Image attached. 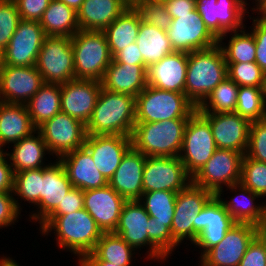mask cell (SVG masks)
<instances>
[{"mask_svg": "<svg viewBox=\"0 0 266 266\" xmlns=\"http://www.w3.org/2000/svg\"><path fill=\"white\" fill-rule=\"evenodd\" d=\"M196 10L218 40H225L227 32L246 28L243 22L249 15L239 0H196Z\"/></svg>", "mask_w": 266, "mask_h": 266, "instance_id": "cell-16", "label": "cell"}, {"mask_svg": "<svg viewBox=\"0 0 266 266\" xmlns=\"http://www.w3.org/2000/svg\"><path fill=\"white\" fill-rule=\"evenodd\" d=\"M188 53L177 52L147 68V84L162 90L185 93Z\"/></svg>", "mask_w": 266, "mask_h": 266, "instance_id": "cell-25", "label": "cell"}, {"mask_svg": "<svg viewBox=\"0 0 266 266\" xmlns=\"http://www.w3.org/2000/svg\"><path fill=\"white\" fill-rule=\"evenodd\" d=\"M150 216L139 200H127L124 204L118 224L113 233L119 235L135 250L144 246L148 247L147 260H167L166 257L149 241V220ZM160 259V260H159Z\"/></svg>", "mask_w": 266, "mask_h": 266, "instance_id": "cell-12", "label": "cell"}, {"mask_svg": "<svg viewBox=\"0 0 266 266\" xmlns=\"http://www.w3.org/2000/svg\"><path fill=\"white\" fill-rule=\"evenodd\" d=\"M252 26L250 27L256 45V64L266 73V20L261 16L250 17Z\"/></svg>", "mask_w": 266, "mask_h": 266, "instance_id": "cell-50", "label": "cell"}, {"mask_svg": "<svg viewBox=\"0 0 266 266\" xmlns=\"http://www.w3.org/2000/svg\"><path fill=\"white\" fill-rule=\"evenodd\" d=\"M84 147L90 152L98 171L109 181L132 147L131 136L87 134Z\"/></svg>", "mask_w": 266, "mask_h": 266, "instance_id": "cell-23", "label": "cell"}, {"mask_svg": "<svg viewBox=\"0 0 266 266\" xmlns=\"http://www.w3.org/2000/svg\"><path fill=\"white\" fill-rule=\"evenodd\" d=\"M77 264L78 266H118L100 260L93 252L85 255Z\"/></svg>", "mask_w": 266, "mask_h": 266, "instance_id": "cell-57", "label": "cell"}, {"mask_svg": "<svg viewBox=\"0 0 266 266\" xmlns=\"http://www.w3.org/2000/svg\"><path fill=\"white\" fill-rule=\"evenodd\" d=\"M113 59L120 64L144 65L142 54L136 42L122 49Z\"/></svg>", "mask_w": 266, "mask_h": 266, "instance_id": "cell-55", "label": "cell"}, {"mask_svg": "<svg viewBox=\"0 0 266 266\" xmlns=\"http://www.w3.org/2000/svg\"><path fill=\"white\" fill-rule=\"evenodd\" d=\"M50 161L47 167H43V179L41 180L40 201L32 212L30 222L41 224L64 199V196L73 188L63 165L59 160ZM32 220V221H31Z\"/></svg>", "mask_w": 266, "mask_h": 266, "instance_id": "cell-21", "label": "cell"}, {"mask_svg": "<svg viewBox=\"0 0 266 266\" xmlns=\"http://www.w3.org/2000/svg\"><path fill=\"white\" fill-rule=\"evenodd\" d=\"M37 130L41 133L50 155L55 154L57 160L83 147L87 136L86 125L62 111L46 120Z\"/></svg>", "mask_w": 266, "mask_h": 266, "instance_id": "cell-11", "label": "cell"}, {"mask_svg": "<svg viewBox=\"0 0 266 266\" xmlns=\"http://www.w3.org/2000/svg\"><path fill=\"white\" fill-rule=\"evenodd\" d=\"M21 20L13 0H0V49L8 46L18 23Z\"/></svg>", "mask_w": 266, "mask_h": 266, "instance_id": "cell-46", "label": "cell"}, {"mask_svg": "<svg viewBox=\"0 0 266 266\" xmlns=\"http://www.w3.org/2000/svg\"><path fill=\"white\" fill-rule=\"evenodd\" d=\"M4 153L8 156L14 173H17L47 167L48 165L44 160L50 151L41 133L36 130L31 135L13 143L11 152L5 150Z\"/></svg>", "mask_w": 266, "mask_h": 266, "instance_id": "cell-32", "label": "cell"}, {"mask_svg": "<svg viewBox=\"0 0 266 266\" xmlns=\"http://www.w3.org/2000/svg\"><path fill=\"white\" fill-rule=\"evenodd\" d=\"M39 226L44 237L55 231L52 233L55 235L56 245L78 256V261L92 253L103 234L85 208L64 215H49Z\"/></svg>", "mask_w": 266, "mask_h": 266, "instance_id": "cell-1", "label": "cell"}, {"mask_svg": "<svg viewBox=\"0 0 266 266\" xmlns=\"http://www.w3.org/2000/svg\"><path fill=\"white\" fill-rule=\"evenodd\" d=\"M43 168L14 173L13 195L36 206L40 201Z\"/></svg>", "mask_w": 266, "mask_h": 266, "instance_id": "cell-42", "label": "cell"}, {"mask_svg": "<svg viewBox=\"0 0 266 266\" xmlns=\"http://www.w3.org/2000/svg\"><path fill=\"white\" fill-rule=\"evenodd\" d=\"M239 266H266V251L257 237L249 244Z\"/></svg>", "mask_w": 266, "mask_h": 266, "instance_id": "cell-53", "label": "cell"}, {"mask_svg": "<svg viewBox=\"0 0 266 266\" xmlns=\"http://www.w3.org/2000/svg\"><path fill=\"white\" fill-rule=\"evenodd\" d=\"M102 87L136 97L147 87V68L144 65L120 64L112 59L101 81Z\"/></svg>", "mask_w": 266, "mask_h": 266, "instance_id": "cell-28", "label": "cell"}, {"mask_svg": "<svg viewBox=\"0 0 266 266\" xmlns=\"http://www.w3.org/2000/svg\"><path fill=\"white\" fill-rule=\"evenodd\" d=\"M75 79L102 81L111 63L109 45L103 31L79 30L71 37Z\"/></svg>", "mask_w": 266, "mask_h": 266, "instance_id": "cell-5", "label": "cell"}, {"mask_svg": "<svg viewBox=\"0 0 266 266\" xmlns=\"http://www.w3.org/2000/svg\"><path fill=\"white\" fill-rule=\"evenodd\" d=\"M129 4L133 5L137 0H126Z\"/></svg>", "mask_w": 266, "mask_h": 266, "instance_id": "cell-66", "label": "cell"}, {"mask_svg": "<svg viewBox=\"0 0 266 266\" xmlns=\"http://www.w3.org/2000/svg\"><path fill=\"white\" fill-rule=\"evenodd\" d=\"M247 157L266 163V119L250 124Z\"/></svg>", "mask_w": 266, "mask_h": 266, "instance_id": "cell-48", "label": "cell"}, {"mask_svg": "<svg viewBox=\"0 0 266 266\" xmlns=\"http://www.w3.org/2000/svg\"><path fill=\"white\" fill-rule=\"evenodd\" d=\"M262 90H263L264 102H265V105H266V75H265V79H264V82H263Z\"/></svg>", "mask_w": 266, "mask_h": 266, "instance_id": "cell-64", "label": "cell"}, {"mask_svg": "<svg viewBox=\"0 0 266 266\" xmlns=\"http://www.w3.org/2000/svg\"><path fill=\"white\" fill-rule=\"evenodd\" d=\"M264 222H266V201H265V217H264Z\"/></svg>", "mask_w": 266, "mask_h": 266, "instance_id": "cell-68", "label": "cell"}, {"mask_svg": "<svg viewBox=\"0 0 266 266\" xmlns=\"http://www.w3.org/2000/svg\"><path fill=\"white\" fill-rule=\"evenodd\" d=\"M213 196L212 192L192 182L177 193L171 233L179 245L185 239L191 241V244L196 241L197 213Z\"/></svg>", "mask_w": 266, "mask_h": 266, "instance_id": "cell-10", "label": "cell"}, {"mask_svg": "<svg viewBox=\"0 0 266 266\" xmlns=\"http://www.w3.org/2000/svg\"><path fill=\"white\" fill-rule=\"evenodd\" d=\"M136 123V97L100 90L91 119L86 124L89 135L131 136Z\"/></svg>", "mask_w": 266, "mask_h": 266, "instance_id": "cell-2", "label": "cell"}, {"mask_svg": "<svg viewBox=\"0 0 266 266\" xmlns=\"http://www.w3.org/2000/svg\"><path fill=\"white\" fill-rule=\"evenodd\" d=\"M146 156L131 147L108 184L126 200H138L143 194V169Z\"/></svg>", "mask_w": 266, "mask_h": 266, "instance_id": "cell-26", "label": "cell"}, {"mask_svg": "<svg viewBox=\"0 0 266 266\" xmlns=\"http://www.w3.org/2000/svg\"><path fill=\"white\" fill-rule=\"evenodd\" d=\"M163 3L172 19L189 14L196 8V0H167Z\"/></svg>", "mask_w": 266, "mask_h": 266, "instance_id": "cell-56", "label": "cell"}, {"mask_svg": "<svg viewBox=\"0 0 266 266\" xmlns=\"http://www.w3.org/2000/svg\"><path fill=\"white\" fill-rule=\"evenodd\" d=\"M210 124L217 148L246 154L251 122L235 112L200 113Z\"/></svg>", "mask_w": 266, "mask_h": 266, "instance_id": "cell-20", "label": "cell"}, {"mask_svg": "<svg viewBox=\"0 0 266 266\" xmlns=\"http://www.w3.org/2000/svg\"><path fill=\"white\" fill-rule=\"evenodd\" d=\"M256 15H260L263 19L266 20V3L265 5L256 13Z\"/></svg>", "mask_w": 266, "mask_h": 266, "instance_id": "cell-62", "label": "cell"}, {"mask_svg": "<svg viewBox=\"0 0 266 266\" xmlns=\"http://www.w3.org/2000/svg\"><path fill=\"white\" fill-rule=\"evenodd\" d=\"M196 219L197 239L193 246L201 248L200 257L217 245L236 223L216 195L197 213Z\"/></svg>", "mask_w": 266, "mask_h": 266, "instance_id": "cell-18", "label": "cell"}, {"mask_svg": "<svg viewBox=\"0 0 266 266\" xmlns=\"http://www.w3.org/2000/svg\"><path fill=\"white\" fill-rule=\"evenodd\" d=\"M234 112L250 122L266 119L262 87L239 86Z\"/></svg>", "mask_w": 266, "mask_h": 266, "instance_id": "cell-41", "label": "cell"}, {"mask_svg": "<svg viewBox=\"0 0 266 266\" xmlns=\"http://www.w3.org/2000/svg\"><path fill=\"white\" fill-rule=\"evenodd\" d=\"M141 21L139 11L134 5H130L103 31L112 57L128 45L136 42Z\"/></svg>", "mask_w": 266, "mask_h": 266, "instance_id": "cell-33", "label": "cell"}, {"mask_svg": "<svg viewBox=\"0 0 266 266\" xmlns=\"http://www.w3.org/2000/svg\"><path fill=\"white\" fill-rule=\"evenodd\" d=\"M256 237L263 244L266 251V222L256 225Z\"/></svg>", "mask_w": 266, "mask_h": 266, "instance_id": "cell-58", "label": "cell"}, {"mask_svg": "<svg viewBox=\"0 0 266 266\" xmlns=\"http://www.w3.org/2000/svg\"><path fill=\"white\" fill-rule=\"evenodd\" d=\"M136 250L119 235L110 232L103 233L92 251L100 260L118 266H132L133 255Z\"/></svg>", "mask_w": 266, "mask_h": 266, "instance_id": "cell-37", "label": "cell"}, {"mask_svg": "<svg viewBox=\"0 0 266 266\" xmlns=\"http://www.w3.org/2000/svg\"><path fill=\"white\" fill-rule=\"evenodd\" d=\"M240 183L253 193L266 196V163L243 156Z\"/></svg>", "mask_w": 266, "mask_h": 266, "instance_id": "cell-43", "label": "cell"}, {"mask_svg": "<svg viewBox=\"0 0 266 266\" xmlns=\"http://www.w3.org/2000/svg\"><path fill=\"white\" fill-rule=\"evenodd\" d=\"M44 84L36 66H8L0 69V101L26 104Z\"/></svg>", "mask_w": 266, "mask_h": 266, "instance_id": "cell-19", "label": "cell"}, {"mask_svg": "<svg viewBox=\"0 0 266 266\" xmlns=\"http://www.w3.org/2000/svg\"><path fill=\"white\" fill-rule=\"evenodd\" d=\"M239 86L228 76L209 94L197 108L199 113L234 112Z\"/></svg>", "mask_w": 266, "mask_h": 266, "instance_id": "cell-39", "label": "cell"}, {"mask_svg": "<svg viewBox=\"0 0 266 266\" xmlns=\"http://www.w3.org/2000/svg\"><path fill=\"white\" fill-rule=\"evenodd\" d=\"M227 76V63L218 44L190 52L185 95L198 108Z\"/></svg>", "mask_w": 266, "mask_h": 266, "instance_id": "cell-3", "label": "cell"}, {"mask_svg": "<svg viewBox=\"0 0 266 266\" xmlns=\"http://www.w3.org/2000/svg\"><path fill=\"white\" fill-rule=\"evenodd\" d=\"M139 11L142 20L152 26L167 31L172 17L168 14L164 3L136 1L133 4Z\"/></svg>", "mask_w": 266, "mask_h": 266, "instance_id": "cell-47", "label": "cell"}, {"mask_svg": "<svg viewBox=\"0 0 266 266\" xmlns=\"http://www.w3.org/2000/svg\"><path fill=\"white\" fill-rule=\"evenodd\" d=\"M3 65H4V51L0 49V69L3 67Z\"/></svg>", "mask_w": 266, "mask_h": 266, "instance_id": "cell-63", "label": "cell"}, {"mask_svg": "<svg viewBox=\"0 0 266 266\" xmlns=\"http://www.w3.org/2000/svg\"><path fill=\"white\" fill-rule=\"evenodd\" d=\"M130 5L126 0H84L77 11L79 29L104 31Z\"/></svg>", "mask_w": 266, "mask_h": 266, "instance_id": "cell-29", "label": "cell"}, {"mask_svg": "<svg viewBox=\"0 0 266 266\" xmlns=\"http://www.w3.org/2000/svg\"><path fill=\"white\" fill-rule=\"evenodd\" d=\"M255 237L256 225L236 222L217 245L199 257L198 266H239Z\"/></svg>", "mask_w": 266, "mask_h": 266, "instance_id": "cell-13", "label": "cell"}, {"mask_svg": "<svg viewBox=\"0 0 266 266\" xmlns=\"http://www.w3.org/2000/svg\"><path fill=\"white\" fill-rule=\"evenodd\" d=\"M0 266H20V265L14 259L7 256L6 257L3 256L2 258H0Z\"/></svg>", "mask_w": 266, "mask_h": 266, "instance_id": "cell-61", "label": "cell"}, {"mask_svg": "<svg viewBox=\"0 0 266 266\" xmlns=\"http://www.w3.org/2000/svg\"><path fill=\"white\" fill-rule=\"evenodd\" d=\"M177 192L149 191L143 192L138 199L150 217L160 222H172Z\"/></svg>", "mask_w": 266, "mask_h": 266, "instance_id": "cell-40", "label": "cell"}, {"mask_svg": "<svg viewBox=\"0 0 266 266\" xmlns=\"http://www.w3.org/2000/svg\"><path fill=\"white\" fill-rule=\"evenodd\" d=\"M188 119L135 123L132 147L146 157H178Z\"/></svg>", "mask_w": 266, "mask_h": 266, "instance_id": "cell-4", "label": "cell"}, {"mask_svg": "<svg viewBox=\"0 0 266 266\" xmlns=\"http://www.w3.org/2000/svg\"><path fill=\"white\" fill-rule=\"evenodd\" d=\"M75 188L92 190L103 188L108 181L98 171L90 152L83 146L58 159Z\"/></svg>", "mask_w": 266, "mask_h": 266, "instance_id": "cell-27", "label": "cell"}, {"mask_svg": "<svg viewBox=\"0 0 266 266\" xmlns=\"http://www.w3.org/2000/svg\"><path fill=\"white\" fill-rule=\"evenodd\" d=\"M254 1L253 3L255 4L256 7L254 8L253 5V8L251 9L253 11L252 14H254L255 12L257 13L266 3V0H254ZM239 2L248 9L247 7L248 3H246L247 0H239Z\"/></svg>", "mask_w": 266, "mask_h": 266, "instance_id": "cell-59", "label": "cell"}, {"mask_svg": "<svg viewBox=\"0 0 266 266\" xmlns=\"http://www.w3.org/2000/svg\"><path fill=\"white\" fill-rule=\"evenodd\" d=\"M60 87L61 111L86 125L93 114L102 83L97 80L75 79Z\"/></svg>", "mask_w": 266, "mask_h": 266, "instance_id": "cell-22", "label": "cell"}, {"mask_svg": "<svg viewBox=\"0 0 266 266\" xmlns=\"http://www.w3.org/2000/svg\"><path fill=\"white\" fill-rule=\"evenodd\" d=\"M45 36L39 21L21 19L4 50V65L35 66Z\"/></svg>", "mask_w": 266, "mask_h": 266, "instance_id": "cell-17", "label": "cell"}, {"mask_svg": "<svg viewBox=\"0 0 266 266\" xmlns=\"http://www.w3.org/2000/svg\"><path fill=\"white\" fill-rule=\"evenodd\" d=\"M217 147L209 122L196 110L184 129L179 158L193 177L211 158Z\"/></svg>", "mask_w": 266, "mask_h": 266, "instance_id": "cell-8", "label": "cell"}, {"mask_svg": "<svg viewBox=\"0 0 266 266\" xmlns=\"http://www.w3.org/2000/svg\"><path fill=\"white\" fill-rule=\"evenodd\" d=\"M4 152V149L0 146V155H2Z\"/></svg>", "mask_w": 266, "mask_h": 266, "instance_id": "cell-67", "label": "cell"}, {"mask_svg": "<svg viewBox=\"0 0 266 266\" xmlns=\"http://www.w3.org/2000/svg\"><path fill=\"white\" fill-rule=\"evenodd\" d=\"M46 36L71 38L79 31L77 12L59 0H51L39 21Z\"/></svg>", "mask_w": 266, "mask_h": 266, "instance_id": "cell-34", "label": "cell"}, {"mask_svg": "<svg viewBox=\"0 0 266 266\" xmlns=\"http://www.w3.org/2000/svg\"><path fill=\"white\" fill-rule=\"evenodd\" d=\"M84 208L94 218L103 233L114 232L126 199L109 184L103 188L85 190Z\"/></svg>", "mask_w": 266, "mask_h": 266, "instance_id": "cell-24", "label": "cell"}, {"mask_svg": "<svg viewBox=\"0 0 266 266\" xmlns=\"http://www.w3.org/2000/svg\"><path fill=\"white\" fill-rule=\"evenodd\" d=\"M137 1H148V2H159V3H163L167 0H137Z\"/></svg>", "mask_w": 266, "mask_h": 266, "instance_id": "cell-65", "label": "cell"}, {"mask_svg": "<svg viewBox=\"0 0 266 266\" xmlns=\"http://www.w3.org/2000/svg\"><path fill=\"white\" fill-rule=\"evenodd\" d=\"M37 128L33 125L26 104L0 101V146L4 148L31 135Z\"/></svg>", "mask_w": 266, "mask_h": 266, "instance_id": "cell-30", "label": "cell"}, {"mask_svg": "<svg viewBox=\"0 0 266 266\" xmlns=\"http://www.w3.org/2000/svg\"><path fill=\"white\" fill-rule=\"evenodd\" d=\"M192 182L179 157H146L143 169V192H179Z\"/></svg>", "mask_w": 266, "mask_h": 266, "instance_id": "cell-15", "label": "cell"}, {"mask_svg": "<svg viewBox=\"0 0 266 266\" xmlns=\"http://www.w3.org/2000/svg\"><path fill=\"white\" fill-rule=\"evenodd\" d=\"M244 29L227 32L230 36L232 35L227 45L223 43V40H218V45L221 47L226 63H249L256 61L254 36L251 31L246 32V29Z\"/></svg>", "mask_w": 266, "mask_h": 266, "instance_id": "cell-38", "label": "cell"}, {"mask_svg": "<svg viewBox=\"0 0 266 266\" xmlns=\"http://www.w3.org/2000/svg\"><path fill=\"white\" fill-rule=\"evenodd\" d=\"M35 66L44 83L61 85L75 80L71 38L45 36Z\"/></svg>", "mask_w": 266, "mask_h": 266, "instance_id": "cell-7", "label": "cell"}, {"mask_svg": "<svg viewBox=\"0 0 266 266\" xmlns=\"http://www.w3.org/2000/svg\"><path fill=\"white\" fill-rule=\"evenodd\" d=\"M136 43L146 68L174 52L166 31L143 20L140 22Z\"/></svg>", "mask_w": 266, "mask_h": 266, "instance_id": "cell-35", "label": "cell"}, {"mask_svg": "<svg viewBox=\"0 0 266 266\" xmlns=\"http://www.w3.org/2000/svg\"><path fill=\"white\" fill-rule=\"evenodd\" d=\"M174 51L190 53L218 44V38L208 29L196 8L178 15L166 31Z\"/></svg>", "mask_w": 266, "mask_h": 266, "instance_id": "cell-14", "label": "cell"}, {"mask_svg": "<svg viewBox=\"0 0 266 266\" xmlns=\"http://www.w3.org/2000/svg\"><path fill=\"white\" fill-rule=\"evenodd\" d=\"M228 77L238 86L263 87L266 73L256 64L227 63Z\"/></svg>", "mask_w": 266, "mask_h": 266, "instance_id": "cell-44", "label": "cell"}, {"mask_svg": "<svg viewBox=\"0 0 266 266\" xmlns=\"http://www.w3.org/2000/svg\"><path fill=\"white\" fill-rule=\"evenodd\" d=\"M243 154L217 148L208 162L192 177V183L222 195L223 187L240 183Z\"/></svg>", "mask_w": 266, "mask_h": 266, "instance_id": "cell-9", "label": "cell"}, {"mask_svg": "<svg viewBox=\"0 0 266 266\" xmlns=\"http://www.w3.org/2000/svg\"><path fill=\"white\" fill-rule=\"evenodd\" d=\"M14 171L11 167L8 156L0 155V192H13Z\"/></svg>", "mask_w": 266, "mask_h": 266, "instance_id": "cell-54", "label": "cell"}, {"mask_svg": "<svg viewBox=\"0 0 266 266\" xmlns=\"http://www.w3.org/2000/svg\"><path fill=\"white\" fill-rule=\"evenodd\" d=\"M197 107L185 93L148 86L136 96V123L189 119Z\"/></svg>", "mask_w": 266, "mask_h": 266, "instance_id": "cell-6", "label": "cell"}, {"mask_svg": "<svg viewBox=\"0 0 266 266\" xmlns=\"http://www.w3.org/2000/svg\"><path fill=\"white\" fill-rule=\"evenodd\" d=\"M83 190L73 187L50 215H64L84 208Z\"/></svg>", "mask_w": 266, "mask_h": 266, "instance_id": "cell-52", "label": "cell"}, {"mask_svg": "<svg viewBox=\"0 0 266 266\" xmlns=\"http://www.w3.org/2000/svg\"><path fill=\"white\" fill-rule=\"evenodd\" d=\"M18 199L14 197L13 192H0V229L8 228L18 222L17 219L22 211Z\"/></svg>", "mask_w": 266, "mask_h": 266, "instance_id": "cell-49", "label": "cell"}, {"mask_svg": "<svg viewBox=\"0 0 266 266\" xmlns=\"http://www.w3.org/2000/svg\"><path fill=\"white\" fill-rule=\"evenodd\" d=\"M26 106L33 125L38 128L61 111L60 85L44 83Z\"/></svg>", "mask_w": 266, "mask_h": 266, "instance_id": "cell-36", "label": "cell"}, {"mask_svg": "<svg viewBox=\"0 0 266 266\" xmlns=\"http://www.w3.org/2000/svg\"><path fill=\"white\" fill-rule=\"evenodd\" d=\"M228 189L230 192H234V194L237 193L229 201L225 200V198L223 199L221 195L216 196L236 222L258 225L264 221L265 202L263 201L260 204H256L257 202H255L256 199L258 201V198H262L261 196L253 193L241 183L228 186L226 190Z\"/></svg>", "mask_w": 266, "mask_h": 266, "instance_id": "cell-31", "label": "cell"}, {"mask_svg": "<svg viewBox=\"0 0 266 266\" xmlns=\"http://www.w3.org/2000/svg\"><path fill=\"white\" fill-rule=\"evenodd\" d=\"M22 20L40 21L51 0H13Z\"/></svg>", "mask_w": 266, "mask_h": 266, "instance_id": "cell-51", "label": "cell"}, {"mask_svg": "<svg viewBox=\"0 0 266 266\" xmlns=\"http://www.w3.org/2000/svg\"><path fill=\"white\" fill-rule=\"evenodd\" d=\"M63 3H65L67 6L71 7L76 12L80 9L81 4L84 0H59Z\"/></svg>", "mask_w": 266, "mask_h": 266, "instance_id": "cell-60", "label": "cell"}, {"mask_svg": "<svg viewBox=\"0 0 266 266\" xmlns=\"http://www.w3.org/2000/svg\"><path fill=\"white\" fill-rule=\"evenodd\" d=\"M148 223L149 241L168 259L169 256H172L174 249L179 246L171 233L172 222H160L150 217Z\"/></svg>", "mask_w": 266, "mask_h": 266, "instance_id": "cell-45", "label": "cell"}]
</instances>
